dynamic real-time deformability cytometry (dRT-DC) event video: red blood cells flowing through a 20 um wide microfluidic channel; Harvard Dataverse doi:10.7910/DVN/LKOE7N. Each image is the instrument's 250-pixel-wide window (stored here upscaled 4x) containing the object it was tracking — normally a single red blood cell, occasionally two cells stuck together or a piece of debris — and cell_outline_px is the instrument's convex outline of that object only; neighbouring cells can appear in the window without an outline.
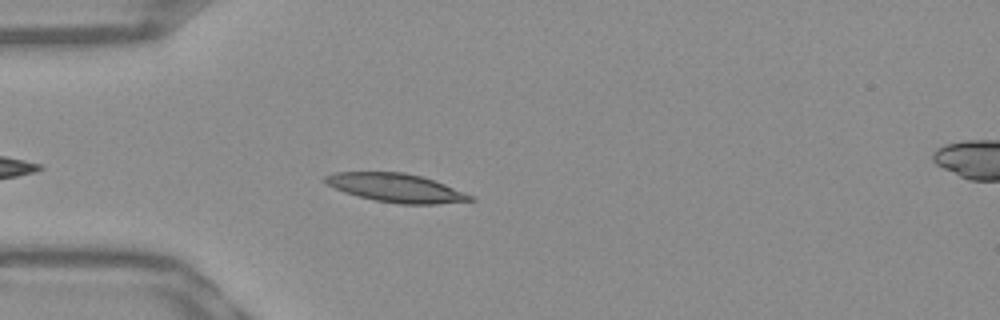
{"species": "Egyptian fruit bat (a non-hibernating species)", "species_latin": "Rousettus aegyptiacus", "temperature_condition": "warm", "stored_images_in_passage": 40, "camera_frame_rate_fps": 3000, "um_per_image_px": 0.085, "frame": {"image": 1, "passage_image": 5, "time_ms": 1.333, "image_size_px": [1000, 320], "cell_outline_px": [[476, 200], [436, 204], [400, 204], [376, 200], [344, 192], [328, 184], [324, 180], [324, 176], [336, 172], [404, 172], [420, 176], [444, 184], [476, 196]], "centroid_in_image_um": [33.72, 15.97], "position_along_channel_um": 51.3, "area_um2": 23.93}}
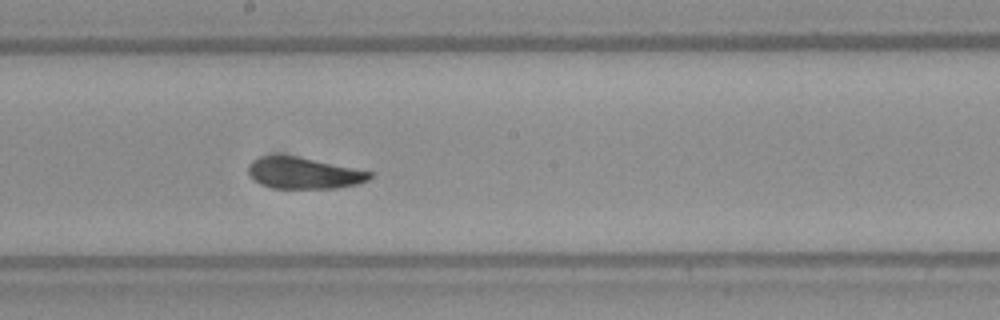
{"frame": {"image": 2, "passage_image": 19, "time_ms": 6.0, "image_size_px": [1000, 320], "cell_outline_px": [[376, 172], [368, 180], [360, 184], [336, 188], [272, 188], [260, 184], [248, 176], [248, 164], [252, 160], [260, 156], [296, 156]], "centroid_in_image_um": [25.84, 14.72], "position_along_channel_um": 222.4, "area_um2": 22.43}}
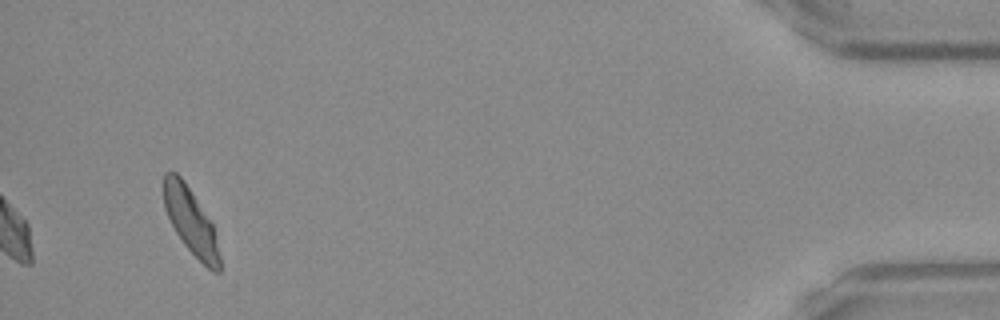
{"frame": {"image": 3, "passage_image": 40, "time_ms": 13.0, "image_size_px": [1000, 320], "cell_outline_px": [[220, 272], [212, 272], [184, 244], [176, 232], [164, 208], [164, 172], [176, 172], [180, 176], [212, 224], [220, 256]], "centroid_in_image_um": [16.2, 18.82], "position_along_channel_um": 419.0, "area_um2": 20.69}, "authors_computed_cell_mechanics": {"area_um2": 22.4264, "velocity_mm_per_s": 3.8767, "shape_relaxation_time_tau1_ms": 3.9442, "shape_relaxation_time_tau2_ms": 2.339, "deformation_change_tau1": 0.1358, "deformation_change_tau2": 0.0755}}